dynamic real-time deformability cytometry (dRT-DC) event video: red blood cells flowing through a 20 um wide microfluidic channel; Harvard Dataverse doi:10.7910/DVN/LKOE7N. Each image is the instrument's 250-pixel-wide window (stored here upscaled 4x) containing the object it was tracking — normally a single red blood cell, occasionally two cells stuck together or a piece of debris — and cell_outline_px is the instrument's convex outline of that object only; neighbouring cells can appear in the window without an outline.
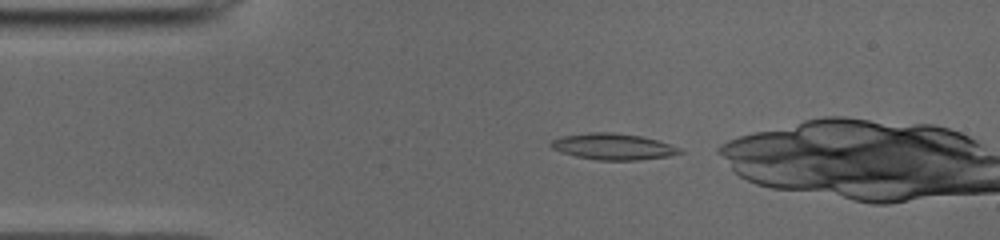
{"species": "common noctule bat (a hibernating species)", "species_latin": "Nyctalus noctula", "temperature_condition": "cold", "stored_images_in_passage": 36, "camera_frame_rate_fps": 3000, "um_per_image_px": 0.085, "animal": {"sex": "male", "body_mass_g": 19.0, "forearm_length_mm": 50.8}, "frame": {"image": 1, "passage_image": 2, "time_ms": 0.333, "image_size_px": [1000, 240], "cell_outline_px": [[684, 152], [668, 156], [636, 160], [596, 160], [576, 156], [552, 148], [548, 144], [552, 140], [564, 136], [588, 132], [612, 132], [640, 136], [656, 140], [680, 148]], "centroid_in_image_um": [52.1, 12.46], "position_along_channel_um": 32.9, "area_um2": 19.42}}
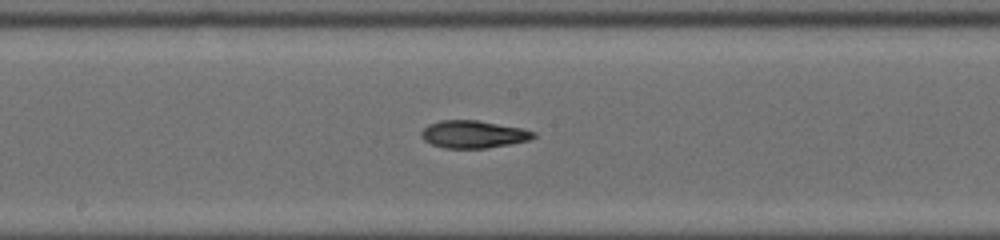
{"frame": {"image": 2, "passage_image": 18, "time_ms": 5.667, "image_size_px": [1000, 240], "cell_outline_px": [[536, 136], [528, 140], [508, 144], [484, 148], [444, 148], [432, 144], [424, 140], [420, 136], [420, 132], [428, 124], [440, 120], [476, 120], [520, 128], [536, 132]], "centroid_in_image_um": [40.18, 11.41], "position_along_channel_um": 208.0, "area_um2": 17.8}}
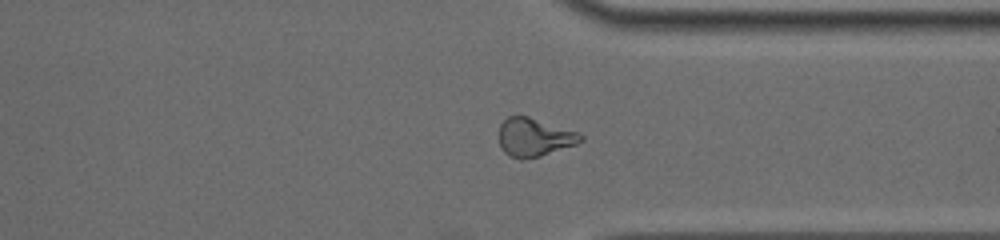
{"frame": {"image": 3, "passage_image": 30, "time_ms": 9.667, "image_size_px": [1000, 240], "cell_outline_px": [[584, 140], [576, 144], [540, 156], [520, 160], [508, 156], [504, 152], [500, 144], [500, 124], [508, 116], [528, 116], [576, 132], [584, 136]], "centroid_in_image_um": [45.39, 11.68], "position_along_channel_um": 366.0, "area_um2": 18.03}, "authors_computed_cell_mechanics": {"area_um2": 18.3804, "velocity_mm_per_s": 3.9631, "shape_relaxation_time_tau1_ms": 4.743, "shape_relaxation_time_tau2_ms": 3.4744, "deformation_change_tau1": 0.1803, "deformation_change_tau2": 0.1062}}